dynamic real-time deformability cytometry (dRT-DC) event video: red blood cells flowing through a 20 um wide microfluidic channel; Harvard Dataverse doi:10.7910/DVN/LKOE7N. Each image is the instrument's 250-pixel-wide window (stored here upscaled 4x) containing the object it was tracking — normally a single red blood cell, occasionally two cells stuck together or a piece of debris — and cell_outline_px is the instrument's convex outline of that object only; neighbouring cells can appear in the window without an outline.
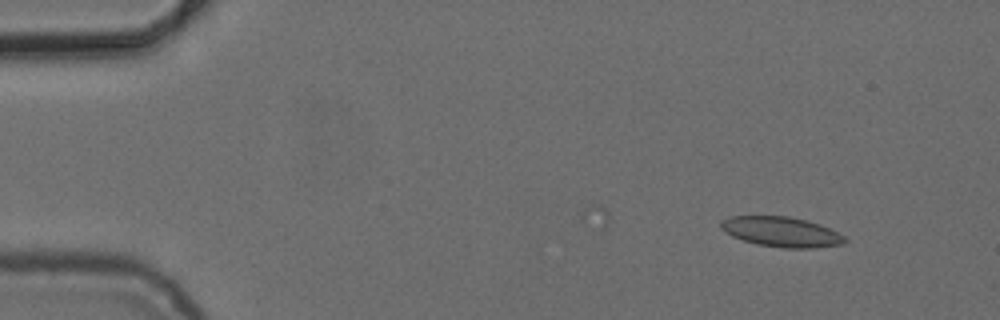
{"species": "common noctule bat (a hibernating species)", "species_latin": "Nyctalus noctula", "temperature_condition": "cold", "stored_images_in_passage": 6, "camera_frame_rate_fps": 3000, "um_per_image_px": 0.085, "animal": {"sex": "female", "body_mass_g": 24.6, "forearm_length_mm": 56.2}, "frame": {"image": 1, "passage_image": 2, "time_ms": 1.0, "image_size_px": [1000, 320], "cell_outline_px": [[848, 240], [844, 244], [812, 248], [784, 248], [756, 244], [732, 236], [720, 228], [720, 220], [728, 216], [788, 216], [820, 224], [844, 236]], "centroid_in_image_um": [66.39, 19.7], "position_along_channel_um": 18.6, "area_um2": 21.68}}
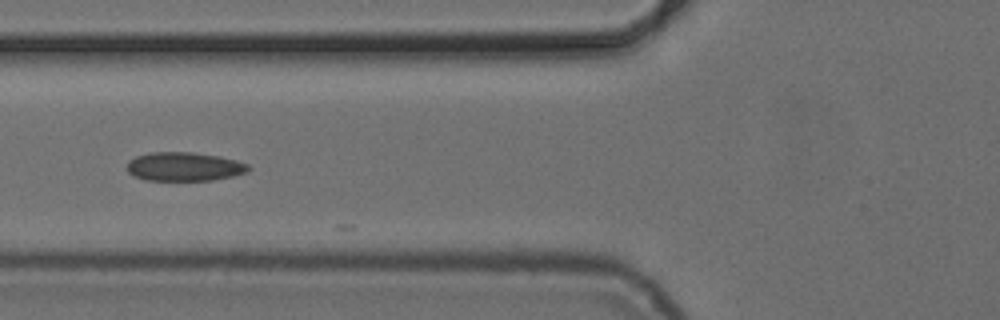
{"frame": {"image": 2, "passage_image": 6, "time_ms": 6.0, "image_size_px": [1000, 320], "cell_outline_px": [[252, 168], [248, 172], [232, 176], [212, 180], [144, 180], [132, 176], [128, 172], [128, 160], [136, 156], [152, 152], [192, 152], [220, 156], [236, 160], [248, 164]], "centroid_in_image_um": [15.67, 14.16], "position_along_channel_um": 110.1, "area_um2": 20.52}}